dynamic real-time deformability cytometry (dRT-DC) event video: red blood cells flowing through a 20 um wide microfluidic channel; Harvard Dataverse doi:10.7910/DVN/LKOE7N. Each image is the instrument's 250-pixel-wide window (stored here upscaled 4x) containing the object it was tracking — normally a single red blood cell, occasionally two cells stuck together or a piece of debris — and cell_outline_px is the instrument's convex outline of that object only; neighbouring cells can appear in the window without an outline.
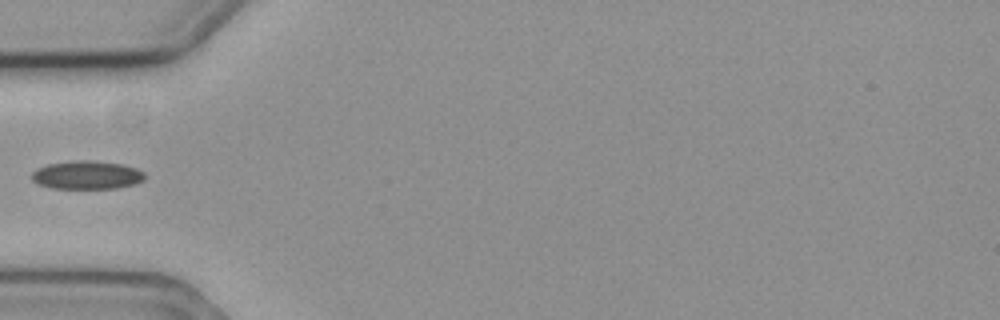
{"species": "common noctule bat (a hibernating species)", "species_latin": "Nyctalus noctula", "temperature_condition": "cold", "stored_images_in_passage": 38, "camera_frame_rate_fps": 3000, "um_per_image_px": 0.085, "animal": {"sex": "female", "body_mass_g": 19.3, "forearm_length_mm": 54.1}, "frame": {"image": 1, "passage_image": 1, "time_ms": 0.0, "image_size_px": [1000, 320], "cell_outline_px": [[144, 180], [136, 184], [116, 188], [52, 188], [40, 184], [32, 180], [32, 172], [36, 168], [48, 164], [72, 160], [88, 160], [120, 164], [136, 168], [144, 172]], "centroid_in_image_um": [7.38, 14.87], "position_along_channel_um": 77.6, "area_um2": 18.61}}